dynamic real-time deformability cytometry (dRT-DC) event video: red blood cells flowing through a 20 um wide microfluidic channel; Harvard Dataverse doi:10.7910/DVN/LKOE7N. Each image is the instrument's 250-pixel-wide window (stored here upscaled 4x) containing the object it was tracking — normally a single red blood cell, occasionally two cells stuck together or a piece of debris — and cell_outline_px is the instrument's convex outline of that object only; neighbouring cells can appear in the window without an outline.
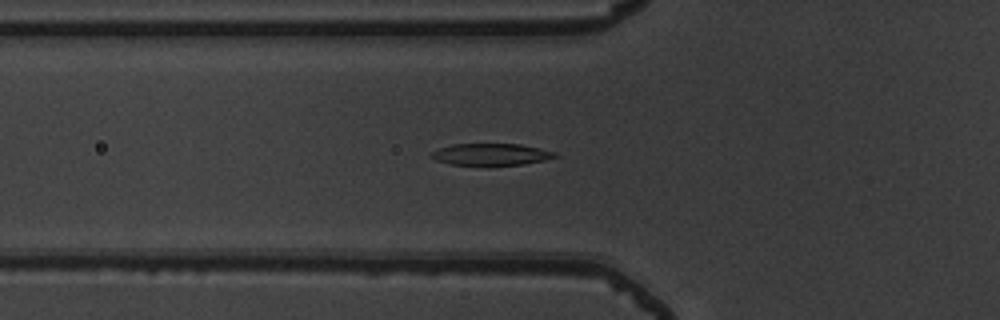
{"species": "common noctule bat (a hibernating species)", "species_latin": "Nyctalus noctula", "temperature_condition": "warm", "stored_images_in_passage": 49, "camera_frame_rate_fps": 3000, "um_per_image_px": 0.085, "animal": {"sex": "male", "body_mass_g": 19.5, "forearm_length_mm": 54.6}, "frame": {"image": 1, "passage_image": 19, "time_ms": 6.0, "image_size_px": [1000, 320], "cell_outline_px": [[560, 156], [544, 160], [524, 164], [488, 168], [448, 164], [436, 160], [428, 156], [432, 152], [440, 148], [452, 144], [520, 144], [540, 148], [556, 152]], "centroid_in_image_um": [41.73, 13.17], "position_along_channel_um": 84.1, "area_um2": 16.59}}
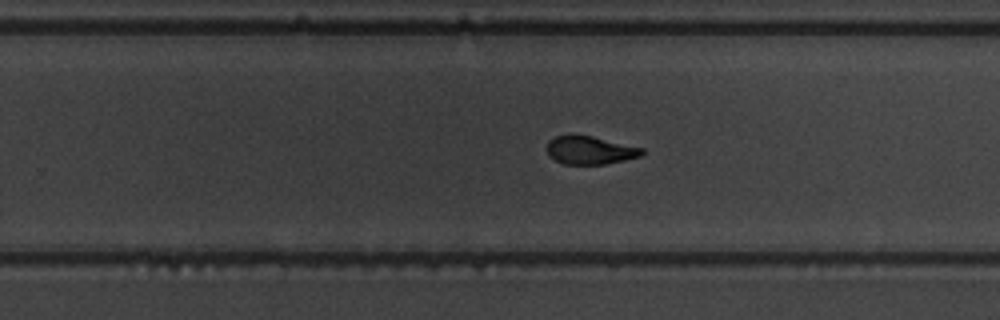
{"frame": {"image": 2, "passage_image": 34, "time_ms": 11.0, "image_size_px": [1000, 320], "cell_outline_px": [[644, 152], [640, 156], [624, 160], [604, 164], [564, 164], [548, 156], [548, 140], [556, 136], [568, 132], [576, 132], [644, 148]], "centroid_in_image_um": [50.11, 12.72], "position_along_channel_um": 279.7, "area_um2": 16.01}}
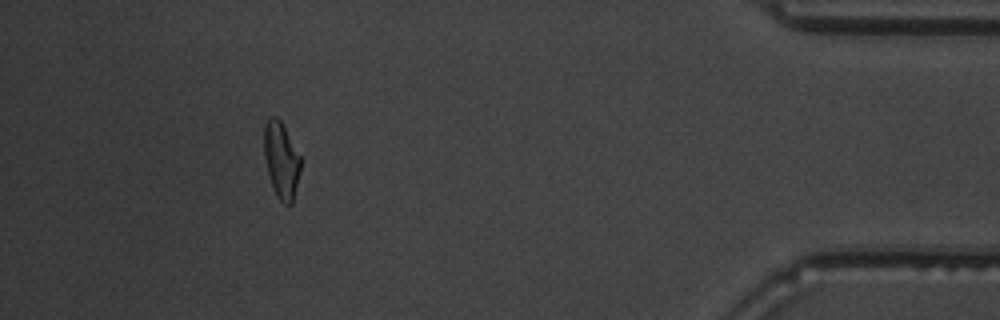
{"frame": {"image": 3, "passage_image": 48, "time_ms": 15.667, "image_size_px": [1000, 320], "cell_outline_px": [[300, 172], [292, 204], [284, 204], [276, 196], [268, 172], [264, 156], [264, 128], [268, 116], [276, 116], [280, 120], [300, 156]], "centroid_in_image_um": [23.9, 13.6], "position_along_channel_um": 411.3, "area_um2": 16.01}}